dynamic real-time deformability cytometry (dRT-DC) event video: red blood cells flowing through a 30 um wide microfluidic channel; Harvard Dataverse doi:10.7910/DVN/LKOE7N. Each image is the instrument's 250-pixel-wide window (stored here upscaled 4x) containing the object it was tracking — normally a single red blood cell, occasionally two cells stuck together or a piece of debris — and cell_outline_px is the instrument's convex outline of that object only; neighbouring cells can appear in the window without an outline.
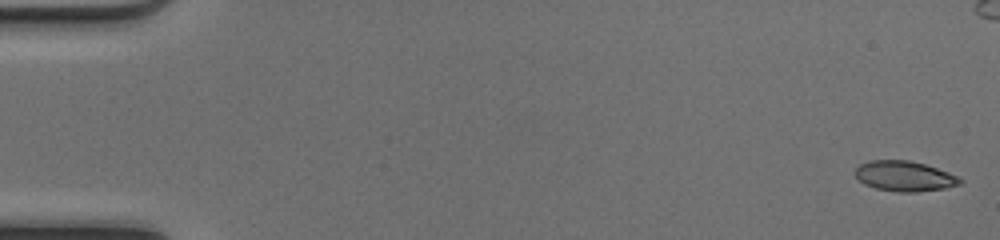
{"species": "common noctule bat (a hibernating species)", "species_latin": "Nyctalus noctula", "temperature_condition": "cold", "stored_images_in_passage": 50, "camera_frame_rate_fps": 3000, "um_per_image_px": 0.085, "animal": {"sex": "female", "body_mass_g": 17.0, "forearm_length_mm": 48.0}, "frame": {"image": 1, "passage_image": 1, "time_ms": 0.0, "image_size_px": [1000, 240], "cell_outline_px": [[964, 180], [960, 184], [944, 188], [916, 192], [896, 192], [876, 188], [864, 184], [856, 176], [856, 168], [860, 164], [868, 160], [908, 160], [924, 164], [948, 172]], "centroid_in_image_um": [76.87, 14.97], "position_along_channel_um": 8.1, "area_um2": 18.32}}
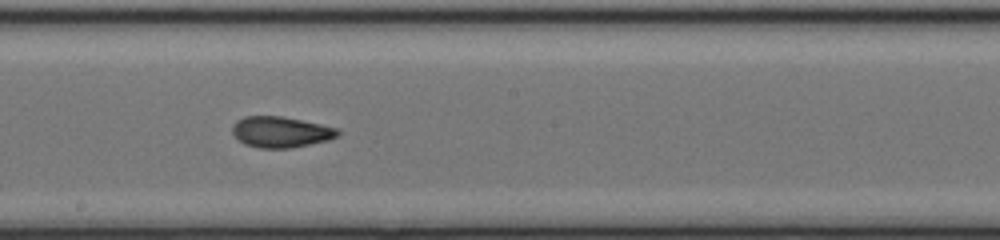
{"frame": {"image": 2, "passage_image": 28, "time_ms": 9.0, "image_size_px": [1000, 240], "cell_outline_px": [[340, 136], [328, 140], [292, 148], [260, 148], [244, 144], [232, 132], [232, 124], [236, 120], [244, 116], [280, 116], [340, 128]], "centroid_in_image_um": [23.88, 11.22], "position_along_channel_um": 224.3, "area_um2": 19.07}}
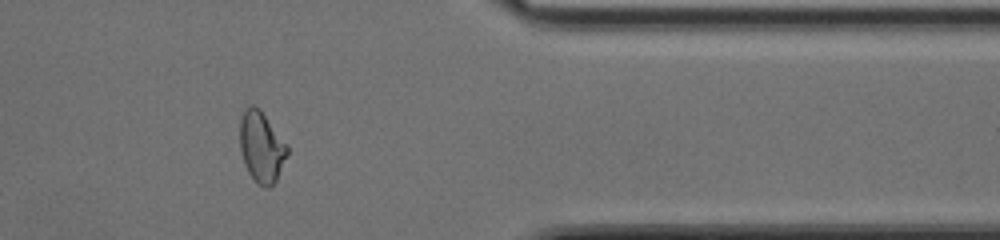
{"frame": {"image": 3, "passage_image": 41, "time_ms": 13.333, "image_size_px": [1000, 240], "cell_outline_px": [[288, 156], [276, 180], [268, 188], [264, 188], [256, 184], [248, 172], [244, 164], [240, 148], [240, 116], [244, 108], [252, 104], [260, 108], [288, 144]], "centroid_in_image_um": [22.23, 12.47], "position_along_channel_um": 389.2, "area_um2": 20.06}}